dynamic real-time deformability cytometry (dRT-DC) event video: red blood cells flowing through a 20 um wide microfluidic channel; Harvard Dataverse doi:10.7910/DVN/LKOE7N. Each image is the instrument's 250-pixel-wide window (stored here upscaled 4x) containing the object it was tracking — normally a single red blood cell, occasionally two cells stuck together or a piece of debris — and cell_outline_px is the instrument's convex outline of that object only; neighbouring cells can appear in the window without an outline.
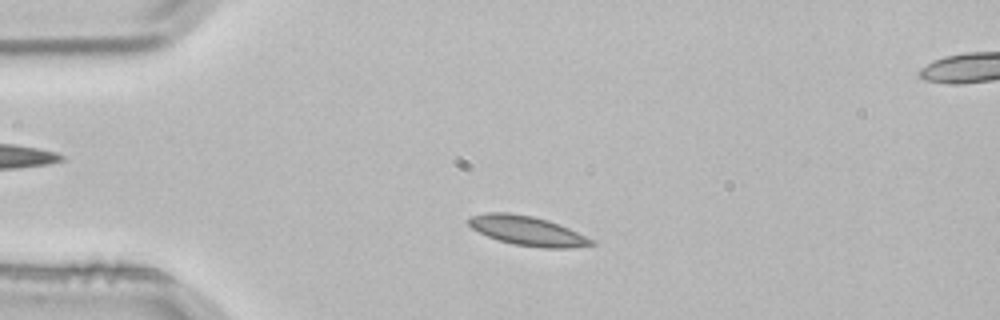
{"species": "common noctule bat (a hibernating species)", "species_latin": "Nyctalus noctula", "temperature_condition": "room temperature", "stored_images_in_passage": 2, "camera_frame_rate_fps": 3000, "um_per_image_px": 0.085, "animal": {"sex": "male", "body_mass_g": 21.5, "forearm_length_mm": 52.0}, "frame": {"image": 1, "passage_image": 1, "time_ms": 0.0, "image_size_px": [1000, 320], "cell_outline_px": [[596, 244], [572, 248], [540, 248], [512, 244], [488, 236], [472, 228], [468, 224], [468, 220], [472, 216], [488, 212], [508, 212], [532, 216], [548, 220], [568, 228], [596, 240]], "centroid_in_image_um": [44.87, 19.63], "position_along_channel_um": 40.1, "area_um2": 21.04}}